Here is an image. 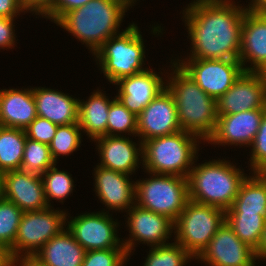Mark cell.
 <instances>
[{
    "instance_id": "cell-1",
    "label": "cell",
    "mask_w": 266,
    "mask_h": 266,
    "mask_svg": "<svg viewBox=\"0 0 266 266\" xmlns=\"http://www.w3.org/2000/svg\"><path fill=\"white\" fill-rule=\"evenodd\" d=\"M185 11L192 41L189 59H237L245 8L230 0H196Z\"/></svg>"
},
{
    "instance_id": "cell-2",
    "label": "cell",
    "mask_w": 266,
    "mask_h": 266,
    "mask_svg": "<svg viewBox=\"0 0 266 266\" xmlns=\"http://www.w3.org/2000/svg\"><path fill=\"white\" fill-rule=\"evenodd\" d=\"M136 0H91L65 13L56 24L83 41L95 52L117 35L125 10Z\"/></svg>"
},
{
    "instance_id": "cell-3",
    "label": "cell",
    "mask_w": 266,
    "mask_h": 266,
    "mask_svg": "<svg viewBox=\"0 0 266 266\" xmlns=\"http://www.w3.org/2000/svg\"><path fill=\"white\" fill-rule=\"evenodd\" d=\"M175 70L167 90L173 95L180 127L183 131L207 140L217 121L216 100L207 95L196 82L173 62Z\"/></svg>"
},
{
    "instance_id": "cell-4",
    "label": "cell",
    "mask_w": 266,
    "mask_h": 266,
    "mask_svg": "<svg viewBox=\"0 0 266 266\" xmlns=\"http://www.w3.org/2000/svg\"><path fill=\"white\" fill-rule=\"evenodd\" d=\"M242 172L220 159L193 166L188 176L189 200L227 211L246 179Z\"/></svg>"
},
{
    "instance_id": "cell-5",
    "label": "cell",
    "mask_w": 266,
    "mask_h": 266,
    "mask_svg": "<svg viewBox=\"0 0 266 266\" xmlns=\"http://www.w3.org/2000/svg\"><path fill=\"white\" fill-rule=\"evenodd\" d=\"M196 137L199 139L195 134L181 130L144 141L142 160L147 172L188 178L198 151Z\"/></svg>"
},
{
    "instance_id": "cell-6",
    "label": "cell",
    "mask_w": 266,
    "mask_h": 266,
    "mask_svg": "<svg viewBox=\"0 0 266 266\" xmlns=\"http://www.w3.org/2000/svg\"><path fill=\"white\" fill-rule=\"evenodd\" d=\"M144 54L142 35L133 23L117 36L110 37L94 55L106 78L114 84L121 78L145 71L142 68Z\"/></svg>"
},
{
    "instance_id": "cell-7",
    "label": "cell",
    "mask_w": 266,
    "mask_h": 266,
    "mask_svg": "<svg viewBox=\"0 0 266 266\" xmlns=\"http://www.w3.org/2000/svg\"><path fill=\"white\" fill-rule=\"evenodd\" d=\"M152 175L151 179L135 182V203L174 222L189 201L188 178Z\"/></svg>"
},
{
    "instance_id": "cell-8",
    "label": "cell",
    "mask_w": 266,
    "mask_h": 266,
    "mask_svg": "<svg viewBox=\"0 0 266 266\" xmlns=\"http://www.w3.org/2000/svg\"><path fill=\"white\" fill-rule=\"evenodd\" d=\"M224 222L223 209L189 200L174 221L176 243L196 258Z\"/></svg>"
},
{
    "instance_id": "cell-9",
    "label": "cell",
    "mask_w": 266,
    "mask_h": 266,
    "mask_svg": "<svg viewBox=\"0 0 266 266\" xmlns=\"http://www.w3.org/2000/svg\"><path fill=\"white\" fill-rule=\"evenodd\" d=\"M66 217L65 212L54 211L51 207L24 212L14 244L9 250L11 258L14 260L20 256L32 257L45 243L64 229ZM20 252L24 255H20Z\"/></svg>"
},
{
    "instance_id": "cell-10",
    "label": "cell",
    "mask_w": 266,
    "mask_h": 266,
    "mask_svg": "<svg viewBox=\"0 0 266 266\" xmlns=\"http://www.w3.org/2000/svg\"><path fill=\"white\" fill-rule=\"evenodd\" d=\"M177 65L216 101L244 72L237 59H189ZM179 63V64H178Z\"/></svg>"
},
{
    "instance_id": "cell-11",
    "label": "cell",
    "mask_w": 266,
    "mask_h": 266,
    "mask_svg": "<svg viewBox=\"0 0 266 266\" xmlns=\"http://www.w3.org/2000/svg\"><path fill=\"white\" fill-rule=\"evenodd\" d=\"M217 116L266 109V78L263 72H246L217 101Z\"/></svg>"
},
{
    "instance_id": "cell-12",
    "label": "cell",
    "mask_w": 266,
    "mask_h": 266,
    "mask_svg": "<svg viewBox=\"0 0 266 266\" xmlns=\"http://www.w3.org/2000/svg\"><path fill=\"white\" fill-rule=\"evenodd\" d=\"M195 259L210 266H254L256 256L254 249L242 242L225 221Z\"/></svg>"
},
{
    "instance_id": "cell-13",
    "label": "cell",
    "mask_w": 266,
    "mask_h": 266,
    "mask_svg": "<svg viewBox=\"0 0 266 266\" xmlns=\"http://www.w3.org/2000/svg\"><path fill=\"white\" fill-rule=\"evenodd\" d=\"M67 223V229L86 251L125 248L116 236L118 223L106 212L83 214Z\"/></svg>"
},
{
    "instance_id": "cell-14",
    "label": "cell",
    "mask_w": 266,
    "mask_h": 266,
    "mask_svg": "<svg viewBox=\"0 0 266 266\" xmlns=\"http://www.w3.org/2000/svg\"><path fill=\"white\" fill-rule=\"evenodd\" d=\"M173 95L163 90L137 116V136L141 142L181 131Z\"/></svg>"
},
{
    "instance_id": "cell-15",
    "label": "cell",
    "mask_w": 266,
    "mask_h": 266,
    "mask_svg": "<svg viewBox=\"0 0 266 266\" xmlns=\"http://www.w3.org/2000/svg\"><path fill=\"white\" fill-rule=\"evenodd\" d=\"M1 197L16 204L23 212L49 207L41 175L21 169L2 173Z\"/></svg>"
},
{
    "instance_id": "cell-16",
    "label": "cell",
    "mask_w": 266,
    "mask_h": 266,
    "mask_svg": "<svg viewBox=\"0 0 266 266\" xmlns=\"http://www.w3.org/2000/svg\"><path fill=\"white\" fill-rule=\"evenodd\" d=\"M129 213L128 225L130 228L131 236L123 245L127 254L131 253L134 241H140L143 243L150 244L152 247L162 246L169 243H165L169 235L172 233L174 222L168 217L154 213L150 210L133 205L127 210Z\"/></svg>"
},
{
    "instance_id": "cell-17",
    "label": "cell",
    "mask_w": 266,
    "mask_h": 266,
    "mask_svg": "<svg viewBox=\"0 0 266 266\" xmlns=\"http://www.w3.org/2000/svg\"><path fill=\"white\" fill-rule=\"evenodd\" d=\"M266 109L242 111L236 114L219 115L212 135L207 139L213 144L251 145L259 130Z\"/></svg>"
},
{
    "instance_id": "cell-18",
    "label": "cell",
    "mask_w": 266,
    "mask_h": 266,
    "mask_svg": "<svg viewBox=\"0 0 266 266\" xmlns=\"http://www.w3.org/2000/svg\"><path fill=\"white\" fill-rule=\"evenodd\" d=\"M152 70L146 69L138 74L121 78L114 83L120 85L116 98L136 116L166 89L162 78Z\"/></svg>"
},
{
    "instance_id": "cell-19",
    "label": "cell",
    "mask_w": 266,
    "mask_h": 266,
    "mask_svg": "<svg viewBox=\"0 0 266 266\" xmlns=\"http://www.w3.org/2000/svg\"><path fill=\"white\" fill-rule=\"evenodd\" d=\"M239 61L242 67L246 61L252 62L253 67H243L246 72L266 71V14L245 12Z\"/></svg>"
},
{
    "instance_id": "cell-20",
    "label": "cell",
    "mask_w": 266,
    "mask_h": 266,
    "mask_svg": "<svg viewBox=\"0 0 266 266\" xmlns=\"http://www.w3.org/2000/svg\"><path fill=\"white\" fill-rule=\"evenodd\" d=\"M95 170V191L108 209H130L135 199V183L129 175L97 166ZM131 204V205H130Z\"/></svg>"
},
{
    "instance_id": "cell-21",
    "label": "cell",
    "mask_w": 266,
    "mask_h": 266,
    "mask_svg": "<svg viewBox=\"0 0 266 266\" xmlns=\"http://www.w3.org/2000/svg\"><path fill=\"white\" fill-rule=\"evenodd\" d=\"M98 141V150L101 156L102 166L107 169L114 170L129 175L135 171V167L139 164V155L142 158V142L139 148L136 144L125 138L124 136H101L95 139ZM141 153V154H139Z\"/></svg>"
},
{
    "instance_id": "cell-22",
    "label": "cell",
    "mask_w": 266,
    "mask_h": 266,
    "mask_svg": "<svg viewBox=\"0 0 266 266\" xmlns=\"http://www.w3.org/2000/svg\"><path fill=\"white\" fill-rule=\"evenodd\" d=\"M33 95L37 116L58 126L78 123L80 100L47 88H35Z\"/></svg>"
},
{
    "instance_id": "cell-23",
    "label": "cell",
    "mask_w": 266,
    "mask_h": 266,
    "mask_svg": "<svg viewBox=\"0 0 266 266\" xmlns=\"http://www.w3.org/2000/svg\"><path fill=\"white\" fill-rule=\"evenodd\" d=\"M36 117L33 88L0 90V126L25 129Z\"/></svg>"
},
{
    "instance_id": "cell-24",
    "label": "cell",
    "mask_w": 266,
    "mask_h": 266,
    "mask_svg": "<svg viewBox=\"0 0 266 266\" xmlns=\"http://www.w3.org/2000/svg\"><path fill=\"white\" fill-rule=\"evenodd\" d=\"M86 250L63 229L45 243L32 257L43 266H82Z\"/></svg>"
},
{
    "instance_id": "cell-25",
    "label": "cell",
    "mask_w": 266,
    "mask_h": 266,
    "mask_svg": "<svg viewBox=\"0 0 266 266\" xmlns=\"http://www.w3.org/2000/svg\"><path fill=\"white\" fill-rule=\"evenodd\" d=\"M112 101L100 91L91 95L88 101H79L78 125L92 139L107 135L108 111Z\"/></svg>"
},
{
    "instance_id": "cell-26",
    "label": "cell",
    "mask_w": 266,
    "mask_h": 266,
    "mask_svg": "<svg viewBox=\"0 0 266 266\" xmlns=\"http://www.w3.org/2000/svg\"><path fill=\"white\" fill-rule=\"evenodd\" d=\"M248 176L232 206L225 212L258 213L266 218V178L260 172Z\"/></svg>"
},
{
    "instance_id": "cell-27",
    "label": "cell",
    "mask_w": 266,
    "mask_h": 266,
    "mask_svg": "<svg viewBox=\"0 0 266 266\" xmlns=\"http://www.w3.org/2000/svg\"><path fill=\"white\" fill-rule=\"evenodd\" d=\"M24 129L0 126V173L20 170L26 143Z\"/></svg>"
},
{
    "instance_id": "cell-28",
    "label": "cell",
    "mask_w": 266,
    "mask_h": 266,
    "mask_svg": "<svg viewBox=\"0 0 266 266\" xmlns=\"http://www.w3.org/2000/svg\"><path fill=\"white\" fill-rule=\"evenodd\" d=\"M225 221L237 237L254 250L257 248L266 218L258 213L225 212Z\"/></svg>"
},
{
    "instance_id": "cell-29",
    "label": "cell",
    "mask_w": 266,
    "mask_h": 266,
    "mask_svg": "<svg viewBox=\"0 0 266 266\" xmlns=\"http://www.w3.org/2000/svg\"><path fill=\"white\" fill-rule=\"evenodd\" d=\"M49 145L26 138L21 170L42 175L47 169L55 165Z\"/></svg>"
},
{
    "instance_id": "cell-30",
    "label": "cell",
    "mask_w": 266,
    "mask_h": 266,
    "mask_svg": "<svg viewBox=\"0 0 266 266\" xmlns=\"http://www.w3.org/2000/svg\"><path fill=\"white\" fill-rule=\"evenodd\" d=\"M23 213L16 204L0 198V243L8 250L14 244Z\"/></svg>"
},
{
    "instance_id": "cell-31",
    "label": "cell",
    "mask_w": 266,
    "mask_h": 266,
    "mask_svg": "<svg viewBox=\"0 0 266 266\" xmlns=\"http://www.w3.org/2000/svg\"><path fill=\"white\" fill-rule=\"evenodd\" d=\"M192 257L180 244L169 243L151 248L144 266H183Z\"/></svg>"
},
{
    "instance_id": "cell-32",
    "label": "cell",
    "mask_w": 266,
    "mask_h": 266,
    "mask_svg": "<svg viewBox=\"0 0 266 266\" xmlns=\"http://www.w3.org/2000/svg\"><path fill=\"white\" fill-rule=\"evenodd\" d=\"M41 178L49 207L51 198L62 201L69 196L74 187L71 175L65 171H58L56 164L47 169Z\"/></svg>"
},
{
    "instance_id": "cell-33",
    "label": "cell",
    "mask_w": 266,
    "mask_h": 266,
    "mask_svg": "<svg viewBox=\"0 0 266 266\" xmlns=\"http://www.w3.org/2000/svg\"><path fill=\"white\" fill-rule=\"evenodd\" d=\"M115 132L137 134V116L130 112L117 98L112 99L107 119V135L118 136Z\"/></svg>"
},
{
    "instance_id": "cell-34",
    "label": "cell",
    "mask_w": 266,
    "mask_h": 266,
    "mask_svg": "<svg viewBox=\"0 0 266 266\" xmlns=\"http://www.w3.org/2000/svg\"><path fill=\"white\" fill-rule=\"evenodd\" d=\"M81 130L78 123L58 126L55 136L49 145L52 158L57 162V157L74 152L81 143Z\"/></svg>"
},
{
    "instance_id": "cell-35",
    "label": "cell",
    "mask_w": 266,
    "mask_h": 266,
    "mask_svg": "<svg viewBox=\"0 0 266 266\" xmlns=\"http://www.w3.org/2000/svg\"><path fill=\"white\" fill-rule=\"evenodd\" d=\"M127 256L125 248L86 251L82 266H123Z\"/></svg>"
},
{
    "instance_id": "cell-36",
    "label": "cell",
    "mask_w": 266,
    "mask_h": 266,
    "mask_svg": "<svg viewBox=\"0 0 266 266\" xmlns=\"http://www.w3.org/2000/svg\"><path fill=\"white\" fill-rule=\"evenodd\" d=\"M250 146L253 147L250 157L251 167L253 172H260L266 167V112L262 116L259 130Z\"/></svg>"
},
{
    "instance_id": "cell-37",
    "label": "cell",
    "mask_w": 266,
    "mask_h": 266,
    "mask_svg": "<svg viewBox=\"0 0 266 266\" xmlns=\"http://www.w3.org/2000/svg\"><path fill=\"white\" fill-rule=\"evenodd\" d=\"M58 125L46 118L37 116L24 130L27 138L50 145L57 131Z\"/></svg>"
},
{
    "instance_id": "cell-38",
    "label": "cell",
    "mask_w": 266,
    "mask_h": 266,
    "mask_svg": "<svg viewBox=\"0 0 266 266\" xmlns=\"http://www.w3.org/2000/svg\"><path fill=\"white\" fill-rule=\"evenodd\" d=\"M91 0H58L55 7L46 15L55 23L67 12L82 7Z\"/></svg>"
},
{
    "instance_id": "cell-39",
    "label": "cell",
    "mask_w": 266,
    "mask_h": 266,
    "mask_svg": "<svg viewBox=\"0 0 266 266\" xmlns=\"http://www.w3.org/2000/svg\"><path fill=\"white\" fill-rule=\"evenodd\" d=\"M13 21L14 18L0 17V47L2 49L10 48L14 45Z\"/></svg>"
},
{
    "instance_id": "cell-40",
    "label": "cell",
    "mask_w": 266,
    "mask_h": 266,
    "mask_svg": "<svg viewBox=\"0 0 266 266\" xmlns=\"http://www.w3.org/2000/svg\"><path fill=\"white\" fill-rule=\"evenodd\" d=\"M58 0H21L24 10L34 11L46 16L56 5Z\"/></svg>"
},
{
    "instance_id": "cell-41",
    "label": "cell",
    "mask_w": 266,
    "mask_h": 266,
    "mask_svg": "<svg viewBox=\"0 0 266 266\" xmlns=\"http://www.w3.org/2000/svg\"><path fill=\"white\" fill-rule=\"evenodd\" d=\"M20 11H24L21 0H0V17L14 18Z\"/></svg>"
},
{
    "instance_id": "cell-42",
    "label": "cell",
    "mask_w": 266,
    "mask_h": 266,
    "mask_svg": "<svg viewBox=\"0 0 266 266\" xmlns=\"http://www.w3.org/2000/svg\"><path fill=\"white\" fill-rule=\"evenodd\" d=\"M250 5L246 11L253 14H266V0H252Z\"/></svg>"
},
{
    "instance_id": "cell-43",
    "label": "cell",
    "mask_w": 266,
    "mask_h": 266,
    "mask_svg": "<svg viewBox=\"0 0 266 266\" xmlns=\"http://www.w3.org/2000/svg\"><path fill=\"white\" fill-rule=\"evenodd\" d=\"M256 258H266V224L263 229L260 242L257 248L254 250Z\"/></svg>"
},
{
    "instance_id": "cell-44",
    "label": "cell",
    "mask_w": 266,
    "mask_h": 266,
    "mask_svg": "<svg viewBox=\"0 0 266 266\" xmlns=\"http://www.w3.org/2000/svg\"><path fill=\"white\" fill-rule=\"evenodd\" d=\"M9 250L0 243V266H12Z\"/></svg>"
},
{
    "instance_id": "cell-45",
    "label": "cell",
    "mask_w": 266,
    "mask_h": 266,
    "mask_svg": "<svg viewBox=\"0 0 266 266\" xmlns=\"http://www.w3.org/2000/svg\"><path fill=\"white\" fill-rule=\"evenodd\" d=\"M20 260V264L17 263ZM19 264V266H43L41 265L37 260H35L33 257H20L16 258L12 261V266H17L15 265Z\"/></svg>"
},
{
    "instance_id": "cell-46",
    "label": "cell",
    "mask_w": 266,
    "mask_h": 266,
    "mask_svg": "<svg viewBox=\"0 0 266 266\" xmlns=\"http://www.w3.org/2000/svg\"><path fill=\"white\" fill-rule=\"evenodd\" d=\"M260 173L266 178V167H264Z\"/></svg>"
},
{
    "instance_id": "cell-47",
    "label": "cell",
    "mask_w": 266,
    "mask_h": 266,
    "mask_svg": "<svg viewBox=\"0 0 266 266\" xmlns=\"http://www.w3.org/2000/svg\"><path fill=\"white\" fill-rule=\"evenodd\" d=\"M1 184H2V174L0 173V198H1Z\"/></svg>"
}]
</instances>
